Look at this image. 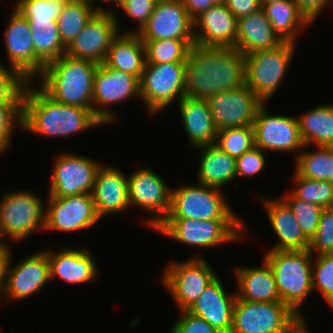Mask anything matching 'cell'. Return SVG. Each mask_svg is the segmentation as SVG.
<instances>
[{"label":"cell","mask_w":333,"mask_h":333,"mask_svg":"<svg viewBox=\"0 0 333 333\" xmlns=\"http://www.w3.org/2000/svg\"><path fill=\"white\" fill-rule=\"evenodd\" d=\"M262 9L283 42L296 43L299 33L311 25L293 0H276L263 5Z\"/></svg>","instance_id":"33"},{"label":"cell","mask_w":333,"mask_h":333,"mask_svg":"<svg viewBox=\"0 0 333 333\" xmlns=\"http://www.w3.org/2000/svg\"><path fill=\"white\" fill-rule=\"evenodd\" d=\"M214 4H224L225 0H212Z\"/></svg>","instance_id":"56"},{"label":"cell","mask_w":333,"mask_h":333,"mask_svg":"<svg viewBox=\"0 0 333 333\" xmlns=\"http://www.w3.org/2000/svg\"><path fill=\"white\" fill-rule=\"evenodd\" d=\"M297 120L304 145L333 147V104L314 107Z\"/></svg>","instance_id":"34"},{"label":"cell","mask_w":333,"mask_h":333,"mask_svg":"<svg viewBox=\"0 0 333 333\" xmlns=\"http://www.w3.org/2000/svg\"><path fill=\"white\" fill-rule=\"evenodd\" d=\"M128 177L130 208L137 206L153 216L144 224L153 230L165 219L170 208L171 189L165 180L147 166L134 171Z\"/></svg>","instance_id":"14"},{"label":"cell","mask_w":333,"mask_h":333,"mask_svg":"<svg viewBox=\"0 0 333 333\" xmlns=\"http://www.w3.org/2000/svg\"><path fill=\"white\" fill-rule=\"evenodd\" d=\"M158 0H120L116 6L126 13L133 21L137 22V28L127 30L128 33H139L147 24Z\"/></svg>","instance_id":"46"},{"label":"cell","mask_w":333,"mask_h":333,"mask_svg":"<svg viewBox=\"0 0 333 333\" xmlns=\"http://www.w3.org/2000/svg\"><path fill=\"white\" fill-rule=\"evenodd\" d=\"M190 18L194 21L203 12L214 5L212 0H182Z\"/></svg>","instance_id":"51"},{"label":"cell","mask_w":333,"mask_h":333,"mask_svg":"<svg viewBox=\"0 0 333 333\" xmlns=\"http://www.w3.org/2000/svg\"><path fill=\"white\" fill-rule=\"evenodd\" d=\"M180 117L193 148L215 144V127L207 99L184 96L179 102Z\"/></svg>","instance_id":"28"},{"label":"cell","mask_w":333,"mask_h":333,"mask_svg":"<svg viewBox=\"0 0 333 333\" xmlns=\"http://www.w3.org/2000/svg\"><path fill=\"white\" fill-rule=\"evenodd\" d=\"M201 153L198 168V183L223 189L234 181L236 175V158L230 156L215 144L197 147Z\"/></svg>","instance_id":"31"},{"label":"cell","mask_w":333,"mask_h":333,"mask_svg":"<svg viewBox=\"0 0 333 333\" xmlns=\"http://www.w3.org/2000/svg\"><path fill=\"white\" fill-rule=\"evenodd\" d=\"M224 5L237 19L262 8L259 0H225Z\"/></svg>","instance_id":"50"},{"label":"cell","mask_w":333,"mask_h":333,"mask_svg":"<svg viewBox=\"0 0 333 333\" xmlns=\"http://www.w3.org/2000/svg\"><path fill=\"white\" fill-rule=\"evenodd\" d=\"M114 10L100 9L66 49L68 56L104 63L112 39L120 32Z\"/></svg>","instance_id":"15"},{"label":"cell","mask_w":333,"mask_h":333,"mask_svg":"<svg viewBox=\"0 0 333 333\" xmlns=\"http://www.w3.org/2000/svg\"><path fill=\"white\" fill-rule=\"evenodd\" d=\"M44 230L76 232L93 227L101 218L98 216L92 194L83 193L67 197L48 194Z\"/></svg>","instance_id":"16"},{"label":"cell","mask_w":333,"mask_h":333,"mask_svg":"<svg viewBox=\"0 0 333 333\" xmlns=\"http://www.w3.org/2000/svg\"><path fill=\"white\" fill-rule=\"evenodd\" d=\"M39 194L31 191L4 193L0 199V241L23 242L33 232L44 231L45 205ZM5 240V241H4Z\"/></svg>","instance_id":"7"},{"label":"cell","mask_w":333,"mask_h":333,"mask_svg":"<svg viewBox=\"0 0 333 333\" xmlns=\"http://www.w3.org/2000/svg\"><path fill=\"white\" fill-rule=\"evenodd\" d=\"M261 197L269 222L278 238V243L269 250L292 251L309 249L310 239L303 233L293 211L280 198ZM263 197V198H262Z\"/></svg>","instance_id":"26"},{"label":"cell","mask_w":333,"mask_h":333,"mask_svg":"<svg viewBox=\"0 0 333 333\" xmlns=\"http://www.w3.org/2000/svg\"><path fill=\"white\" fill-rule=\"evenodd\" d=\"M195 254L187 261L167 264L161 283L170 292L178 308L188 310L217 275L203 256Z\"/></svg>","instance_id":"10"},{"label":"cell","mask_w":333,"mask_h":333,"mask_svg":"<svg viewBox=\"0 0 333 333\" xmlns=\"http://www.w3.org/2000/svg\"><path fill=\"white\" fill-rule=\"evenodd\" d=\"M56 156L48 194L53 197L92 194L96 173L102 164L76 153L65 152Z\"/></svg>","instance_id":"13"},{"label":"cell","mask_w":333,"mask_h":333,"mask_svg":"<svg viewBox=\"0 0 333 333\" xmlns=\"http://www.w3.org/2000/svg\"><path fill=\"white\" fill-rule=\"evenodd\" d=\"M4 31V45L10 68L28 82H34V45L29 22L13 8Z\"/></svg>","instance_id":"21"},{"label":"cell","mask_w":333,"mask_h":333,"mask_svg":"<svg viewBox=\"0 0 333 333\" xmlns=\"http://www.w3.org/2000/svg\"><path fill=\"white\" fill-rule=\"evenodd\" d=\"M309 251L316 255L333 253V208L323 210L316 234L310 240Z\"/></svg>","instance_id":"45"},{"label":"cell","mask_w":333,"mask_h":333,"mask_svg":"<svg viewBox=\"0 0 333 333\" xmlns=\"http://www.w3.org/2000/svg\"><path fill=\"white\" fill-rule=\"evenodd\" d=\"M69 0H16L13 6L28 22H57Z\"/></svg>","instance_id":"40"},{"label":"cell","mask_w":333,"mask_h":333,"mask_svg":"<svg viewBox=\"0 0 333 333\" xmlns=\"http://www.w3.org/2000/svg\"><path fill=\"white\" fill-rule=\"evenodd\" d=\"M207 101L218 131L253 126L257 111L264 104L246 84L212 95Z\"/></svg>","instance_id":"19"},{"label":"cell","mask_w":333,"mask_h":333,"mask_svg":"<svg viewBox=\"0 0 333 333\" xmlns=\"http://www.w3.org/2000/svg\"><path fill=\"white\" fill-rule=\"evenodd\" d=\"M95 5L88 1L69 0L59 18L58 31L63 44L68 47L86 24L100 10L107 7Z\"/></svg>","instance_id":"35"},{"label":"cell","mask_w":333,"mask_h":333,"mask_svg":"<svg viewBox=\"0 0 333 333\" xmlns=\"http://www.w3.org/2000/svg\"><path fill=\"white\" fill-rule=\"evenodd\" d=\"M299 318L282 302H250L236 296L230 333H283Z\"/></svg>","instance_id":"11"},{"label":"cell","mask_w":333,"mask_h":333,"mask_svg":"<svg viewBox=\"0 0 333 333\" xmlns=\"http://www.w3.org/2000/svg\"><path fill=\"white\" fill-rule=\"evenodd\" d=\"M312 287L322 294L333 310V253L320 254L312 263Z\"/></svg>","instance_id":"41"},{"label":"cell","mask_w":333,"mask_h":333,"mask_svg":"<svg viewBox=\"0 0 333 333\" xmlns=\"http://www.w3.org/2000/svg\"><path fill=\"white\" fill-rule=\"evenodd\" d=\"M281 199L293 211L303 233L311 240L316 234L320 216L324 208L312 203L304 202L296 198L291 192H288V194L283 198L281 197Z\"/></svg>","instance_id":"42"},{"label":"cell","mask_w":333,"mask_h":333,"mask_svg":"<svg viewBox=\"0 0 333 333\" xmlns=\"http://www.w3.org/2000/svg\"><path fill=\"white\" fill-rule=\"evenodd\" d=\"M27 82L16 70L0 61V104H22Z\"/></svg>","instance_id":"43"},{"label":"cell","mask_w":333,"mask_h":333,"mask_svg":"<svg viewBox=\"0 0 333 333\" xmlns=\"http://www.w3.org/2000/svg\"><path fill=\"white\" fill-rule=\"evenodd\" d=\"M295 43L244 55L245 84L265 103L279 88L294 57Z\"/></svg>","instance_id":"8"},{"label":"cell","mask_w":333,"mask_h":333,"mask_svg":"<svg viewBox=\"0 0 333 333\" xmlns=\"http://www.w3.org/2000/svg\"><path fill=\"white\" fill-rule=\"evenodd\" d=\"M140 97V82L136 76L99 64L93 80V113L104 124L116 120V114L107 108ZM105 107V108H104Z\"/></svg>","instance_id":"12"},{"label":"cell","mask_w":333,"mask_h":333,"mask_svg":"<svg viewBox=\"0 0 333 333\" xmlns=\"http://www.w3.org/2000/svg\"><path fill=\"white\" fill-rule=\"evenodd\" d=\"M253 129L255 146L265 153L296 151L297 157L304 147L297 118L270 114L265 103L257 111Z\"/></svg>","instance_id":"17"},{"label":"cell","mask_w":333,"mask_h":333,"mask_svg":"<svg viewBox=\"0 0 333 333\" xmlns=\"http://www.w3.org/2000/svg\"><path fill=\"white\" fill-rule=\"evenodd\" d=\"M236 37L237 18L224 4H214L194 20L198 46L231 48L235 47Z\"/></svg>","instance_id":"23"},{"label":"cell","mask_w":333,"mask_h":333,"mask_svg":"<svg viewBox=\"0 0 333 333\" xmlns=\"http://www.w3.org/2000/svg\"><path fill=\"white\" fill-rule=\"evenodd\" d=\"M125 175L108 164H102L98 169L92 197L100 218L129 209L128 177Z\"/></svg>","instance_id":"24"},{"label":"cell","mask_w":333,"mask_h":333,"mask_svg":"<svg viewBox=\"0 0 333 333\" xmlns=\"http://www.w3.org/2000/svg\"><path fill=\"white\" fill-rule=\"evenodd\" d=\"M266 155L268 156V153H265L260 148L255 146L242 156L236 158L237 178L252 177L261 173L266 164Z\"/></svg>","instance_id":"47"},{"label":"cell","mask_w":333,"mask_h":333,"mask_svg":"<svg viewBox=\"0 0 333 333\" xmlns=\"http://www.w3.org/2000/svg\"><path fill=\"white\" fill-rule=\"evenodd\" d=\"M294 188L290 192L298 199L318 205L322 208H333V182L319 181L299 176L294 173ZM296 184V187H295Z\"/></svg>","instance_id":"38"},{"label":"cell","mask_w":333,"mask_h":333,"mask_svg":"<svg viewBox=\"0 0 333 333\" xmlns=\"http://www.w3.org/2000/svg\"><path fill=\"white\" fill-rule=\"evenodd\" d=\"M27 82L22 97V130L47 136L63 137L104 125L92 110L53 100L39 86Z\"/></svg>","instance_id":"2"},{"label":"cell","mask_w":333,"mask_h":333,"mask_svg":"<svg viewBox=\"0 0 333 333\" xmlns=\"http://www.w3.org/2000/svg\"><path fill=\"white\" fill-rule=\"evenodd\" d=\"M78 1H88V2H91L93 4H96L94 2H96L97 0H78ZM101 1V3H105L103 0H99V2Z\"/></svg>","instance_id":"57"},{"label":"cell","mask_w":333,"mask_h":333,"mask_svg":"<svg viewBox=\"0 0 333 333\" xmlns=\"http://www.w3.org/2000/svg\"><path fill=\"white\" fill-rule=\"evenodd\" d=\"M263 266L234 269L237 279L236 296L250 302H281L273 271L264 260Z\"/></svg>","instance_id":"29"},{"label":"cell","mask_w":333,"mask_h":333,"mask_svg":"<svg viewBox=\"0 0 333 333\" xmlns=\"http://www.w3.org/2000/svg\"><path fill=\"white\" fill-rule=\"evenodd\" d=\"M10 246L8 242L0 241V293L3 289L5 282V270L8 262L9 255L11 253Z\"/></svg>","instance_id":"52"},{"label":"cell","mask_w":333,"mask_h":333,"mask_svg":"<svg viewBox=\"0 0 333 333\" xmlns=\"http://www.w3.org/2000/svg\"><path fill=\"white\" fill-rule=\"evenodd\" d=\"M138 35L142 40H195L194 21L182 0H158Z\"/></svg>","instance_id":"20"},{"label":"cell","mask_w":333,"mask_h":333,"mask_svg":"<svg viewBox=\"0 0 333 333\" xmlns=\"http://www.w3.org/2000/svg\"><path fill=\"white\" fill-rule=\"evenodd\" d=\"M186 62L145 64L140 82V97L148 113L157 115L175 100L186 96Z\"/></svg>","instance_id":"9"},{"label":"cell","mask_w":333,"mask_h":333,"mask_svg":"<svg viewBox=\"0 0 333 333\" xmlns=\"http://www.w3.org/2000/svg\"><path fill=\"white\" fill-rule=\"evenodd\" d=\"M104 64L109 68L136 76L140 80L146 56L144 43L138 33L120 31L111 41Z\"/></svg>","instance_id":"30"},{"label":"cell","mask_w":333,"mask_h":333,"mask_svg":"<svg viewBox=\"0 0 333 333\" xmlns=\"http://www.w3.org/2000/svg\"><path fill=\"white\" fill-rule=\"evenodd\" d=\"M283 41L274 32L264 10L237 19L235 48L243 55L277 48Z\"/></svg>","instance_id":"27"},{"label":"cell","mask_w":333,"mask_h":333,"mask_svg":"<svg viewBox=\"0 0 333 333\" xmlns=\"http://www.w3.org/2000/svg\"><path fill=\"white\" fill-rule=\"evenodd\" d=\"M297 5L299 11L305 16V18L311 23L315 22V19L322 13L325 6L333 0H293ZM331 1V2H330Z\"/></svg>","instance_id":"49"},{"label":"cell","mask_w":333,"mask_h":333,"mask_svg":"<svg viewBox=\"0 0 333 333\" xmlns=\"http://www.w3.org/2000/svg\"><path fill=\"white\" fill-rule=\"evenodd\" d=\"M120 0H109L106 4H112L111 6H113V8L109 5V8H107L108 10H114V5L113 4H117Z\"/></svg>","instance_id":"54"},{"label":"cell","mask_w":333,"mask_h":333,"mask_svg":"<svg viewBox=\"0 0 333 333\" xmlns=\"http://www.w3.org/2000/svg\"><path fill=\"white\" fill-rule=\"evenodd\" d=\"M98 65L64 54L44 66L38 86L59 103L93 111V80Z\"/></svg>","instance_id":"3"},{"label":"cell","mask_w":333,"mask_h":333,"mask_svg":"<svg viewBox=\"0 0 333 333\" xmlns=\"http://www.w3.org/2000/svg\"><path fill=\"white\" fill-rule=\"evenodd\" d=\"M223 192L199 183L171 189L170 208L165 219L242 220L234 213Z\"/></svg>","instance_id":"6"},{"label":"cell","mask_w":333,"mask_h":333,"mask_svg":"<svg viewBox=\"0 0 333 333\" xmlns=\"http://www.w3.org/2000/svg\"><path fill=\"white\" fill-rule=\"evenodd\" d=\"M218 276L212 280L198 299L187 310L206 320L221 333H230L233 324V308L236 292L227 293Z\"/></svg>","instance_id":"22"},{"label":"cell","mask_w":333,"mask_h":333,"mask_svg":"<svg viewBox=\"0 0 333 333\" xmlns=\"http://www.w3.org/2000/svg\"><path fill=\"white\" fill-rule=\"evenodd\" d=\"M245 84V57L235 47H205L194 44L185 68L186 96L208 99Z\"/></svg>","instance_id":"1"},{"label":"cell","mask_w":333,"mask_h":333,"mask_svg":"<svg viewBox=\"0 0 333 333\" xmlns=\"http://www.w3.org/2000/svg\"><path fill=\"white\" fill-rule=\"evenodd\" d=\"M10 253L5 270V282L0 296L6 301L23 300L40 291L50 279V263L46 251H40L14 266Z\"/></svg>","instance_id":"18"},{"label":"cell","mask_w":333,"mask_h":333,"mask_svg":"<svg viewBox=\"0 0 333 333\" xmlns=\"http://www.w3.org/2000/svg\"><path fill=\"white\" fill-rule=\"evenodd\" d=\"M145 47L146 64L186 62L195 40H142Z\"/></svg>","instance_id":"37"},{"label":"cell","mask_w":333,"mask_h":333,"mask_svg":"<svg viewBox=\"0 0 333 333\" xmlns=\"http://www.w3.org/2000/svg\"><path fill=\"white\" fill-rule=\"evenodd\" d=\"M309 249L278 251L267 250L264 259L271 267L281 302L297 316L304 318L302 303L313 292L312 263ZM301 311V312H300Z\"/></svg>","instance_id":"4"},{"label":"cell","mask_w":333,"mask_h":333,"mask_svg":"<svg viewBox=\"0 0 333 333\" xmlns=\"http://www.w3.org/2000/svg\"><path fill=\"white\" fill-rule=\"evenodd\" d=\"M245 225L243 220L164 219L154 230L178 243L207 249L240 241L246 236Z\"/></svg>","instance_id":"5"},{"label":"cell","mask_w":333,"mask_h":333,"mask_svg":"<svg viewBox=\"0 0 333 333\" xmlns=\"http://www.w3.org/2000/svg\"><path fill=\"white\" fill-rule=\"evenodd\" d=\"M259 1H260V5L263 6L265 4H268V3L276 1V0H259Z\"/></svg>","instance_id":"55"},{"label":"cell","mask_w":333,"mask_h":333,"mask_svg":"<svg viewBox=\"0 0 333 333\" xmlns=\"http://www.w3.org/2000/svg\"><path fill=\"white\" fill-rule=\"evenodd\" d=\"M215 145L234 158L255 147L253 126L225 128L217 132Z\"/></svg>","instance_id":"39"},{"label":"cell","mask_w":333,"mask_h":333,"mask_svg":"<svg viewBox=\"0 0 333 333\" xmlns=\"http://www.w3.org/2000/svg\"><path fill=\"white\" fill-rule=\"evenodd\" d=\"M306 318H299L289 329L283 333H310Z\"/></svg>","instance_id":"53"},{"label":"cell","mask_w":333,"mask_h":333,"mask_svg":"<svg viewBox=\"0 0 333 333\" xmlns=\"http://www.w3.org/2000/svg\"><path fill=\"white\" fill-rule=\"evenodd\" d=\"M45 251L50 263V279L56 277L69 284H83L98 278L96 260L87 248L64 247L56 252L47 248Z\"/></svg>","instance_id":"25"},{"label":"cell","mask_w":333,"mask_h":333,"mask_svg":"<svg viewBox=\"0 0 333 333\" xmlns=\"http://www.w3.org/2000/svg\"><path fill=\"white\" fill-rule=\"evenodd\" d=\"M15 127L22 128V104H0V153L11 147Z\"/></svg>","instance_id":"44"},{"label":"cell","mask_w":333,"mask_h":333,"mask_svg":"<svg viewBox=\"0 0 333 333\" xmlns=\"http://www.w3.org/2000/svg\"><path fill=\"white\" fill-rule=\"evenodd\" d=\"M182 317L172 326L170 333H221L206 320L187 310H181Z\"/></svg>","instance_id":"48"},{"label":"cell","mask_w":333,"mask_h":333,"mask_svg":"<svg viewBox=\"0 0 333 333\" xmlns=\"http://www.w3.org/2000/svg\"><path fill=\"white\" fill-rule=\"evenodd\" d=\"M34 45V78L39 77L44 66L66 54L57 22H29Z\"/></svg>","instance_id":"32"},{"label":"cell","mask_w":333,"mask_h":333,"mask_svg":"<svg viewBox=\"0 0 333 333\" xmlns=\"http://www.w3.org/2000/svg\"><path fill=\"white\" fill-rule=\"evenodd\" d=\"M304 145L295 157V170L303 178L333 182V147L316 146L309 151Z\"/></svg>","instance_id":"36"}]
</instances>
